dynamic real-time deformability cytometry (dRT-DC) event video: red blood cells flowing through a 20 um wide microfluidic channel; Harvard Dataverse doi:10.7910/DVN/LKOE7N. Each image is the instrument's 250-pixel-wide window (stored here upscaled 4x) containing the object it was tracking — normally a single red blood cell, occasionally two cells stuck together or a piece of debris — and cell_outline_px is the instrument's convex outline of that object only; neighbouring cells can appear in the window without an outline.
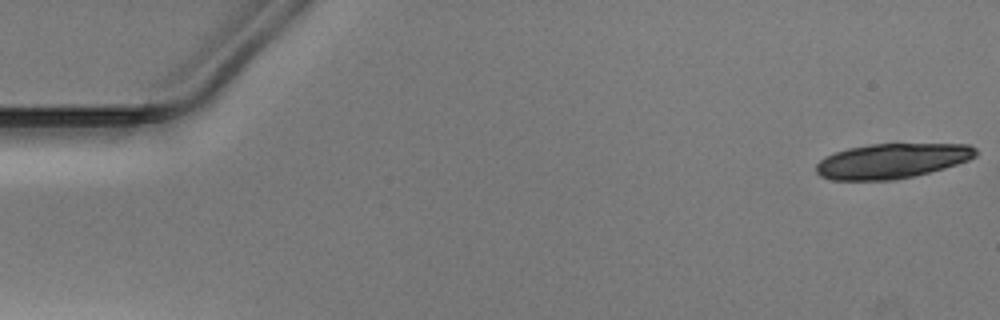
{"species": "Egyptian fruit bat (a non-hibernating species)", "species_latin": "Rousettus aegyptiacus", "temperature_condition": "warm", "stored_images_in_passage": 17, "camera_frame_rate_fps": 3000, "um_per_image_px": 0.085, "animal": {"sex": "male"}, "frame": {"image": 1, "passage_image": 1, "time_ms": 0.0, "image_size_px": [1000, 320], "cell_outline_px": [[976, 156], [968, 160], [944, 168], [896, 180], [832, 180], [820, 176], [816, 172], [816, 164], [824, 156], [848, 148], [868, 144], [896, 140], [968, 144], [976, 148]], "centroid_in_image_um": [75.84, 13.61], "position_along_channel_um": 9.2, "area_um2": 33.87}}